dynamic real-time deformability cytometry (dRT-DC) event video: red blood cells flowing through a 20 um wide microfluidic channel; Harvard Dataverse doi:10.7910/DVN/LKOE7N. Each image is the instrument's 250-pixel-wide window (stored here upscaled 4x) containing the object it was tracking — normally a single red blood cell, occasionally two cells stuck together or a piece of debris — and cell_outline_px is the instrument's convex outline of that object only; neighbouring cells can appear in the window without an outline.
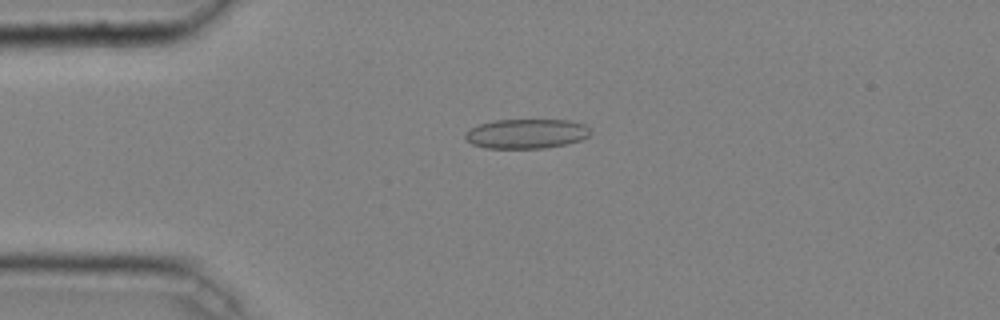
{"species": "common noctule bat (a hibernating species)", "species_latin": "Nyctalus noctula", "temperature_condition": "cold", "stored_images_in_passage": 41, "camera_frame_rate_fps": 3000, "um_per_image_px": 0.085, "animal": {"sex": "male", "body_mass_g": 20.4}, "frame": {"image": 1, "passage_image": 7, "time_ms": 2.0, "image_size_px": [1000, 320], "cell_outline_px": [[592, 132], [588, 136], [580, 140], [568, 144], [544, 148], [484, 148], [472, 144], [464, 140], [464, 132], [480, 124], [492, 120], [568, 120], [584, 124]], "centroid_in_image_um": [44.72, 11.37], "position_along_channel_um": 40.3, "area_um2": 21.73}}
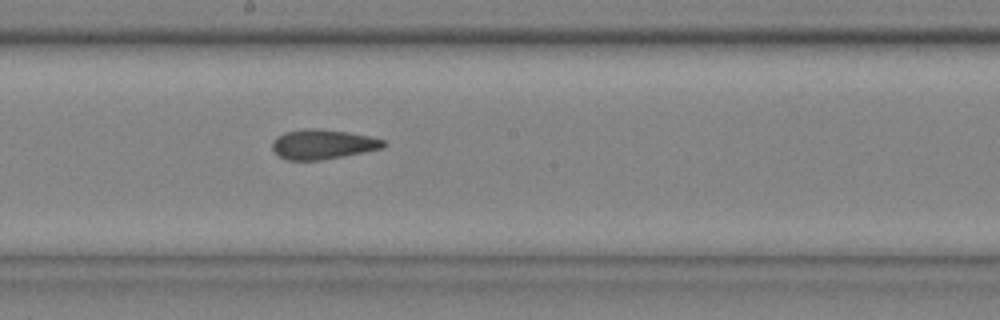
{"frame": {"image": 2, "passage_image": 22, "time_ms": 7.0, "image_size_px": [1000, 320], "cell_outline_px": [[388, 144], [384, 148], [344, 156], [320, 160], [288, 160], [280, 156], [272, 148], [272, 140], [276, 136], [284, 132], [304, 128], [316, 128], [348, 132], [372, 136], [384, 140]], "centroid_in_image_um": [27.46, 12.25], "position_along_channel_um": 220.7, "area_um2": 19.48}}
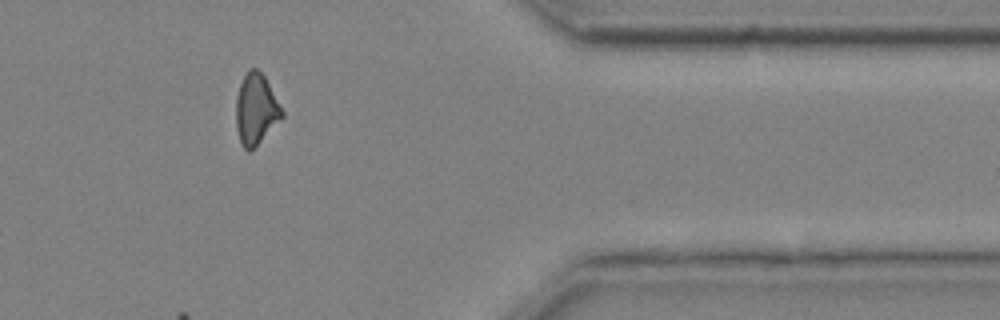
{"frame": {"image": 3, "passage_image": 36, "time_ms": 11.667, "image_size_px": [1000, 320], "cell_outline_px": [[284, 116], [248, 152], [240, 144], [236, 128], [236, 96], [240, 84], [248, 68], [256, 68], [264, 76], [284, 112]], "centroid_in_image_um": [21.73, 9.27], "position_along_channel_um": 389.7, "area_um2": 18.67}, "authors_computed_cell_mechanics": {"area_um2": 19.7676, "velocity_mm_per_s": 4.0737, "shape_relaxation_time_tau1_ms": null, "shape_relaxation_time_tau2_ms": 4.1862, "deformation_change_tau1": null, "deformation_change_tau2": 0.1237}}